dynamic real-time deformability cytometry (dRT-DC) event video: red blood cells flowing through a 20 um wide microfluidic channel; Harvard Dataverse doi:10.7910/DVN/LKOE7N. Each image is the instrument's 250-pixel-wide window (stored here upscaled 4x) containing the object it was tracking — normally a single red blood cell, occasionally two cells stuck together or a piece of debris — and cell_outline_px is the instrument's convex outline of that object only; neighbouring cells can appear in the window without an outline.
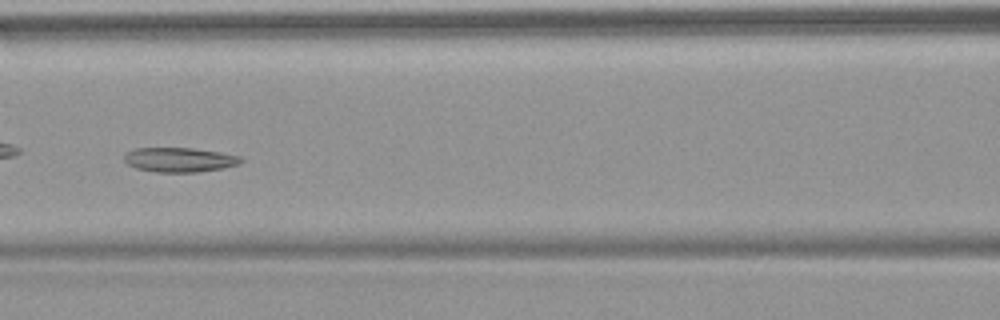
{"species": "common noctule bat (a hibernating species)", "species_latin": "Nyctalus noctula", "temperature_condition": "warm", "stored_images_in_passage": 10, "camera_frame_rate_fps": 3000, "um_per_image_px": 0.085, "animal": {"sex": "female", "body_mass_g": 18.4}, "frame": {"image": 1, "passage_image": 7, "time_ms": 8.0, "image_size_px": [1000, 320], "cell_outline_px": [[244, 160], [240, 164], [224, 168], [196, 172], [156, 172], [136, 168], [128, 164], [124, 160], [124, 152], [136, 148], [192, 148], [220, 152], [240, 156]], "centroid_in_image_um": [15.26, 13.58], "position_along_channel_um": 151.3, "area_um2": 16.76}}
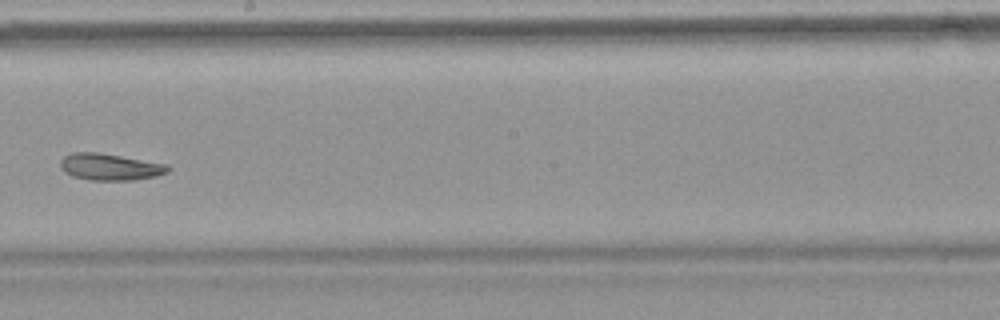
{"frame": {"image": 2, "passage_image": 9, "time_ms": 10.333, "image_size_px": [1000, 320], "cell_outline_px": [[172, 168], [168, 172], [156, 176], [136, 180], [88, 180], [72, 176], [64, 172], [60, 168], [60, 160], [64, 156], [72, 152], [100, 152], [168, 164]], "centroid_in_image_um": [9.35, 14.18], "position_along_channel_um": 238.8, "area_um2": 17.05}}